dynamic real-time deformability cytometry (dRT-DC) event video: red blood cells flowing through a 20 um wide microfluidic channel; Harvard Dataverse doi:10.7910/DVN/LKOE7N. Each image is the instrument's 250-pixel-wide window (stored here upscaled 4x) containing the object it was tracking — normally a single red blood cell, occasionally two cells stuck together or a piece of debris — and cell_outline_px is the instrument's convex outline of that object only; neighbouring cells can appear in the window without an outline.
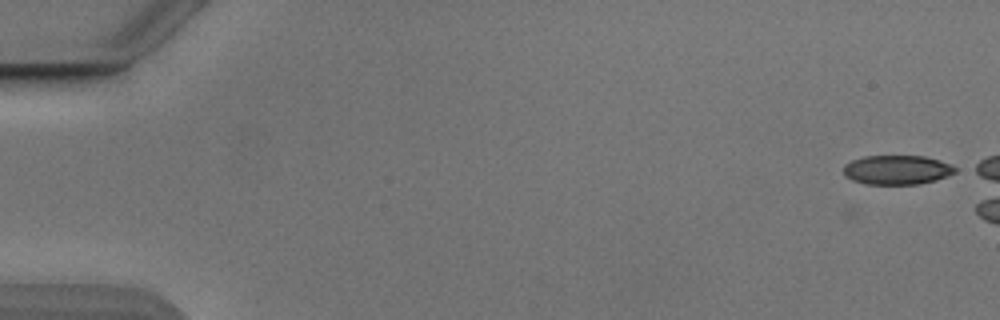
{"species": "Egyptian fruit bat (a non-hibernating species)", "species_latin": "Rousettus aegyptiacus", "temperature_condition": "cold", "stored_images_in_passage": 17, "camera_frame_rate_fps": 3000, "um_per_image_px": 0.085, "animal": {"sex": "male"}, "frame": {"image": 1, "passage_image": 1, "time_ms": 0.0, "image_size_px": [1000, 320], "cell_outline_px": [[960, 168], [956, 172], [948, 176], [936, 180], [916, 184], [864, 184], [852, 180], [844, 176], [844, 164], [852, 160], [864, 156], [924, 156], [940, 160], [952, 164]], "centroid_in_image_um": [76.28, 14.43], "position_along_channel_um": 8.7, "area_um2": 19.31}}